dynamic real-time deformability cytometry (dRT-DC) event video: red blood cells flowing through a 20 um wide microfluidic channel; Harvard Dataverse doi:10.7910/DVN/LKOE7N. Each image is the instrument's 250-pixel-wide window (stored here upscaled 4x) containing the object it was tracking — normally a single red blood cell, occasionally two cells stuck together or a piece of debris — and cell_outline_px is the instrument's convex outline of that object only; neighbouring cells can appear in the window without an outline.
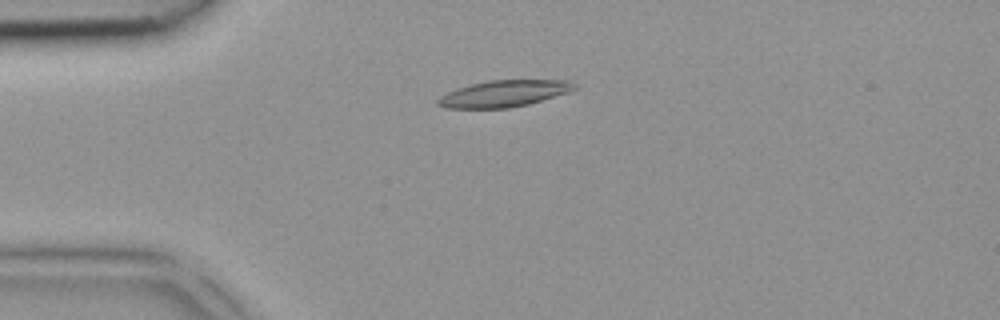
{"species": "common noctule bat (a hibernating species)", "species_latin": "Nyctalus noctula", "temperature_condition": "room temperature", "stored_images_in_passage": 5, "camera_frame_rate_fps": 3000, "um_per_image_px": 0.085, "animal": {"sex": "female", "body_mass_g": 18.4}, "frame": {"image": 1, "passage_image": 4, "time_ms": 1.0, "image_size_px": [1000, 320], "cell_outline_px": [[576, 88], [568, 92], [528, 104], [508, 108], [448, 108], [436, 104], [436, 100], [440, 96], [448, 92], [472, 84], [488, 80], [572, 80], [576, 84]], "centroid_in_image_um": [42.85, 7.95], "position_along_channel_um": 42.2, "area_um2": 20.92}}